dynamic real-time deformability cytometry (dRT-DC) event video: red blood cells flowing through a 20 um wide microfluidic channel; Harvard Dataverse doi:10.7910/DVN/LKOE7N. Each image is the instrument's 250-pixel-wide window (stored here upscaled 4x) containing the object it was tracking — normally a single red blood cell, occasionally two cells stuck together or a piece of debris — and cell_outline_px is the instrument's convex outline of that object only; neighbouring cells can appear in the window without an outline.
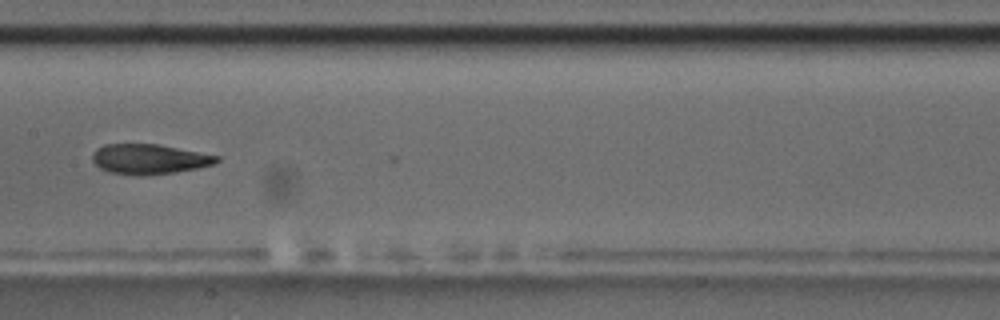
{"species": "common noctule bat (a hibernating species)", "species_latin": "Nyctalus noctula", "temperature_condition": "room temperature", "stored_images_in_passage": 9, "camera_frame_rate_fps": 3000, "um_per_image_px": 0.085, "animal": {"sex": "male", "body_mass_g": 17.5, "forearm_length_mm": 52.3}, "frame": {"image": 1, "passage_image": 8, "time_ms": 8.333, "image_size_px": [1000, 320], "cell_outline_px": [[220, 160], [212, 164], [196, 168], [176, 172], [140, 176], [108, 172], [100, 168], [92, 160], [92, 152], [96, 148], [104, 144], [156, 144], [220, 156]], "centroid_in_image_um": [12.63, 13.52], "position_along_channel_um": 194.8, "area_um2": 21.68}}